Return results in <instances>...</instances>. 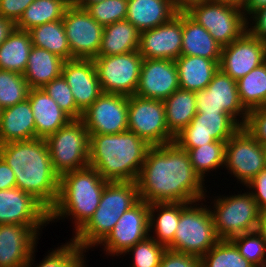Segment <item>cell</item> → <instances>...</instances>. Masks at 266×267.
I'll list each match as a JSON object with an SVG mask.
<instances>
[{
	"instance_id": "1",
	"label": "cell",
	"mask_w": 266,
	"mask_h": 267,
	"mask_svg": "<svg viewBox=\"0 0 266 267\" xmlns=\"http://www.w3.org/2000/svg\"><path fill=\"white\" fill-rule=\"evenodd\" d=\"M139 199L149 204L205 201V185L186 150L175 142L151 146L137 178Z\"/></svg>"
},
{
	"instance_id": "2",
	"label": "cell",
	"mask_w": 266,
	"mask_h": 267,
	"mask_svg": "<svg viewBox=\"0 0 266 267\" xmlns=\"http://www.w3.org/2000/svg\"><path fill=\"white\" fill-rule=\"evenodd\" d=\"M0 157L13 170L16 187L50 211L58 198L60 177L53 168L46 139L0 144Z\"/></svg>"
},
{
	"instance_id": "3",
	"label": "cell",
	"mask_w": 266,
	"mask_h": 267,
	"mask_svg": "<svg viewBox=\"0 0 266 267\" xmlns=\"http://www.w3.org/2000/svg\"><path fill=\"white\" fill-rule=\"evenodd\" d=\"M151 146L129 130L90 134L89 166L108 182H136Z\"/></svg>"
},
{
	"instance_id": "4",
	"label": "cell",
	"mask_w": 266,
	"mask_h": 267,
	"mask_svg": "<svg viewBox=\"0 0 266 267\" xmlns=\"http://www.w3.org/2000/svg\"><path fill=\"white\" fill-rule=\"evenodd\" d=\"M107 182L91 166L63 174L57 201L49 211V222L71 215L77 233L94 215Z\"/></svg>"
},
{
	"instance_id": "5",
	"label": "cell",
	"mask_w": 266,
	"mask_h": 267,
	"mask_svg": "<svg viewBox=\"0 0 266 267\" xmlns=\"http://www.w3.org/2000/svg\"><path fill=\"white\" fill-rule=\"evenodd\" d=\"M139 200L137 182H107L94 215L71 239L84 250L99 245Z\"/></svg>"
},
{
	"instance_id": "6",
	"label": "cell",
	"mask_w": 266,
	"mask_h": 267,
	"mask_svg": "<svg viewBox=\"0 0 266 267\" xmlns=\"http://www.w3.org/2000/svg\"><path fill=\"white\" fill-rule=\"evenodd\" d=\"M196 204V201L180 202L178 227L173 241L166 248L201 258L220 239L209 207H202L203 203L200 206Z\"/></svg>"
},
{
	"instance_id": "7",
	"label": "cell",
	"mask_w": 266,
	"mask_h": 267,
	"mask_svg": "<svg viewBox=\"0 0 266 267\" xmlns=\"http://www.w3.org/2000/svg\"><path fill=\"white\" fill-rule=\"evenodd\" d=\"M55 172L63 174L89 166L90 133L81 119H71L46 138Z\"/></svg>"
},
{
	"instance_id": "8",
	"label": "cell",
	"mask_w": 266,
	"mask_h": 267,
	"mask_svg": "<svg viewBox=\"0 0 266 267\" xmlns=\"http://www.w3.org/2000/svg\"><path fill=\"white\" fill-rule=\"evenodd\" d=\"M210 210L215 232L221 240L257 230L260 209L252 194L247 193L218 197Z\"/></svg>"
},
{
	"instance_id": "9",
	"label": "cell",
	"mask_w": 266,
	"mask_h": 267,
	"mask_svg": "<svg viewBox=\"0 0 266 267\" xmlns=\"http://www.w3.org/2000/svg\"><path fill=\"white\" fill-rule=\"evenodd\" d=\"M186 14L203 26L222 47L240 38L249 27L242 9L214 0L195 5Z\"/></svg>"
},
{
	"instance_id": "10",
	"label": "cell",
	"mask_w": 266,
	"mask_h": 267,
	"mask_svg": "<svg viewBox=\"0 0 266 267\" xmlns=\"http://www.w3.org/2000/svg\"><path fill=\"white\" fill-rule=\"evenodd\" d=\"M128 130L145 140L150 146L174 142L166 123L163 100L128 96Z\"/></svg>"
},
{
	"instance_id": "11",
	"label": "cell",
	"mask_w": 266,
	"mask_h": 267,
	"mask_svg": "<svg viewBox=\"0 0 266 267\" xmlns=\"http://www.w3.org/2000/svg\"><path fill=\"white\" fill-rule=\"evenodd\" d=\"M143 58L138 51L93 59L103 93L135 95Z\"/></svg>"
},
{
	"instance_id": "12",
	"label": "cell",
	"mask_w": 266,
	"mask_h": 267,
	"mask_svg": "<svg viewBox=\"0 0 266 267\" xmlns=\"http://www.w3.org/2000/svg\"><path fill=\"white\" fill-rule=\"evenodd\" d=\"M224 166L247 186L266 168L264 146L241 127L226 142Z\"/></svg>"
},
{
	"instance_id": "13",
	"label": "cell",
	"mask_w": 266,
	"mask_h": 267,
	"mask_svg": "<svg viewBox=\"0 0 266 267\" xmlns=\"http://www.w3.org/2000/svg\"><path fill=\"white\" fill-rule=\"evenodd\" d=\"M195 100L197 113H227L242 127L247 120L248 111L240 101L236 80L220 69L205 89L195 92Z\"/></svg>"
},
{
	"instance_id": "14",
	"label": "cell",
	"mask_w": 266,
	"mask_h": 267,
	"mask_svg": "<svg viewBox=\"0 0 266 267\" xmlns=\"http://www.w3.org/2000/svg\"><path fill=\"white\" fill-rule=\"evenodd\" d=\"M73 59L98 56L104 27L87 11L70 5L62 18Z\"/></svg>"
},
{
	"instance_id": "15",
	"label": "cell",
	"mask_w": 266,
	"mask_h": 267,
	"mask_svg": "<svg viewBox=\"0 0 266 267\" xmlns=\"http://www.w3.org/2000/svg\"><path fill=\"white\" fill-rule=\"evenodd\" d=\"M242 126L227 113H197L174 142L180 148H196L215 141H227Z\"/></svg>"
},
{
	"instance_id": "16",
	"label": "cell",
	"mask_w": 266,
	"mask_h": 267,
	"mask_svg": "<svg viewBox=\"0 0 266 267\" xmlns=\"http://www.w3.org/2000/svg\"><path fill=\"white\" fill-rule=\"evenodd\" d=\"M90 134H116L128 130V96L102 93L83 113Z\"/></svg>"
},
{
	"instance_id": "17",
	"label": "cell",
	"mask_w": 266,
	"mask_h": 267,
	"mask_svg": "<svg viewBox=\"0 0 266 267\" xmlns=\"http://www.w3.org/2000/svg\"><path fill=\"white\" fill-rule=\"evenodd\" d=\"M149 203L139 200L119 218L113 230L100 243L107 255H123L149 235Z\"/></svg>"
},
{
	"instance_id": "18",
	"label": "cell",
	"mask_w": 266,
	"mask_h": 267,
	"mask_svg": "<svg viewBox=\"0 0 266 267\" xmlns=\"http://www.w3.org/2000/svg\"><path fill=\"white\" fill-rule=\"evenodd\" d=\"M48 223L49 211L31 194L17 187L0 190V224L27 225L39 235Z\"/></svg>"
},
{
	"instance_id": "19",
	"label": "cell",
	"mask_w": 266,
	"mask_h": 267,
	"mask_svg": "<svg viewBox=\"0 0 266 267\" xmlns=\"http://www.w3.org/2000/svg\"><path fill=\"white\" fill-rule=\"evenodd\" d=\"M265 61L266 42L246 31L240 38L222 47L219 69L237 81Z\"/></svg>"
},
{
	"instance_id": "20",
	"label": "cell",
	"mask_w": 266,
	"mask_h": 267,
	"mask_svg": "<svg viewBox=\"0 0 266 267\" xmlns=\"http://www.w3.org/2000/svg\"><path fill=\"white\" fill-rule=\"evenodd\" d=\"M183 13L168 22L140 33L138 52L143 59H168L181 56Z\"/></svg>"
},
{
	"instance_id": "21",
	"label": "cell",
	"mask_w": 266,
	"mask_h": 267,
	"mask_svg": "<svg viewBox=\"0 0 266 267\" xmlns=\"http://www.w3.org/2000/svg\"><path fill=\"white\" fill-rule=\"evenodd\" d=\"M175 61L143 59L135 95L146 99L165 100L179 89Z\"/></svg>"
},
{
	"instance_id": "22",
	"label": "cell",
	"mask_w": 266,
	"mask_h": 267,
	"mask_svg": "<svg viewBox=\"0 0 266 267\" xmlns=\"http://www.w3.org/2000/svg\"><path fill=\"white\" fill-rule=\"evenodd\" d=\"M62 75L70 86L77 107L82 112L103 93L93 59L64 61Z\"/></svg>"
},
{
	"instance_id": "23",
	"label": "cell",
	"mask_w": 266,
	"mask_h": 267,
	"mask_svg": "<svg viewBox=\"0 0 266 267\" xmlns=\"http://www.w3.org/2000/svg\"><path fill=\"white\" fill-rule=\"evenodd\" d=\"M37 240L38 234L27 225L0 224V267H25Z\"/></svg>"
},
{
	"instance_id": "24",
	"label": "cell",
	"mask_w": 266,
	"mask_h": 267,
	"mask_svg": "<svg viewBox=\"0 0 266 267\" xmlns=\"http://www.w3.org/2000/svg\"><path fill=\"white\" fill-rule=\"evenodd\" d=\"M28 99L35 120L36 138L46 139L71 120L43 89H30Z\"/></svg>"
},
{
	"instance_id": "25",
	"label": "cell",
	"mask_w": 266,
	"mask_h": 267,
	"mask_svg": "<svg viewBox=\"0 0 266 267\" xmlns=\"http://www.w3.org/2000/svg\"><path fill=\"white\" fill-rule=\"evenodd\" d=\"M35 138V120L28 98L2 110L0 144Z\"/></svg>"
},
{
	"instance_id": "26",
	"label": "cell",
	"mask_w": 266,
	"mask_h": 267,
	"mask_svg": "<svg viewBox=\"0 0 266 267\" xmlns=\"http://www.w3.org/2000/svg\"><path fill=\"white\" fill-rule=\"evenodd\" d=\"M177 13L171 0H128L126 19L143 32L168 22Z\"/></svg>"
},
{
	"instance_id": "27",
	"label": "cell",
	"mask_w": 266,
	"mask_h": 267,
	"mask_svg": "<svg viewBox=\"0 0 266 267\" xmlns=\"http://www.w3.org/2000/svg\"><path fill=\"white\" fill-rule=\"evenodd\" d=\"M179 86L189 91H201L219 70V62L199 56L181 55L175 60Z\"/></svg>"
},
{
	"instance_id": "28",
	"label": "cell",
	"mask_w": 266,
	"mask_h": 267,
	"mask_svg": "<svg viewBox=\"0 0 266 267\" xmlns=\"http://www.w3.org/2000/svg\"><path fill=\"white\" fill-rule=\"evenodd\" d=\"M222 46L201 25L183 13L181 55L199 56L220 62Z\"/></svg>"
},
{
	"instance_id": "29",
	"label": "cell",
	"mask_w": 266,
	"mask_h": 267,
	"mask_svg": "<svg viewBox=\"0 0 266 267\" xmlns=\"http://www.w3.org/2000/svg\"><path fill=\"white\" fill-rule=\"evenodd\" d=\"M63 63L57 55L32 46L23 76L31 89H42L62 74Z\"/></svg>"
},
{
	"instance_id": "30",
	"label": "cell",
	"mask_w": 266,
	"mask_h": 267,
	"mask_svg": "<svg viewBox=\"0 0 266 267\" xmlns=\"http://www.w3.org/2000/svg\"><path fill=\"white\" fill-rule=\"evenodd\" d=\"M140 33L127 19L105 26L98 56H113L138 51Z\"/></svg>"
},
{
	"instance_id": "31",
	"label": "cell",
	"mask_w": 266,
	"mask_h": 267,
	"mask_svg": "<svg viewBox=\"0 0 266 267\" xmlns=\"http://www.w3.org/2000/svg\"><path fill=\"white\" fill-rule=\"evenodd\" d=\"M163 102L168 130L175 137L197 114L195 92L179 88Z\"/></svg>"
},
{
	"instance_id": "32",
	"label": "cell",
	"mask_w": 266,
	"mask_h": 267,
	"mask_svg": "<svg viewBox=\"0 0 266 267\" xmlns=\"http://www.w3.org/2000/svg\"><path fill=\"white\" fill-rule=\"evenodd\" d=\"M32 46L29 32L14 28L0 45V69L23 75Z\"/></svg>"
},
{
	"instance_id": "33",
	"label": "cell",
	"mask_w": 266,
	"mask_h": 267,
	"mask_svg": "<svg viewBox=\"0 0 266 267\" xmlns=\"http://www.w3.org/2000/svg\"><path fill=\"white\" fill-rule=\"evenodd\" d=\"M179 218L180 202L149 204V232L155 228L153 231L156 234V237L153 235L152 238L167 247L174 239Z\"/></svg>"
},
{
	"instance_id": "34",
	"label": "cell",
	"mask_w": 266,
	"mask_h": 267,
	"mask_svg": "<svg viewBox=\"0 0 266 267\" xmlns=\"http://www.w3.org/2000/svg\"><path fill=\"white\" fill-rule=\"evenodd\" d=\"M28 32L33 46L46 49L64 61L72 60L71 49L62 20L44 23Z\"/></svg>"
},
{
	"instance_id": "35",
	"label": "cell",
	"mask_w": 266,
	"mask_h": 267,
	"mask_svg": "<svg viewBox=\"0 0 266 267\" xmlns=\"http://www.w3.org/2000/svg\"><path fill=\"white\" fill-rule=\"evenodd\" d=\"M69 6L66 0H34L15 23V28L29 31L44 23L62 20Z\"/></svg>"
},
{
	"instance_id": "36",
	"label": "cell",
	"mask_w": 266,
	"mask_h": 267,
	"mask_svg": "<svg viewBox=\"0 0 266 267\" xmlns=\"http://www.w3.org/2000/svg\"><path fill=\"white\" fill-rule=\"evenodd\" d=\"M236 82L240 101L247 111L262 107L266 101V61Z\"/></svg>"
},
{
	"instance_id": "37",
	"label": "cell",
	"mask_w": 266,
	"mask_h": 267,
	"mask_svg": "<svg viewBox=\"0 0 266 267\" xmlns=\"http://www.w3.org/2000/svg\"><path fill=\"white\" fill-rule=\"evenodd\" d=\"M227 141H215L196 148H181L189 155L192 168L205 181L206 172L225 165V146Z\"/></svg>"
},
{
	"instance_id": "38",
	"label": "cell",
	"mask_w": 266,
	"mask_h": 267,
	"mask_svg": "<svg viewBox=\"0 0 266 267\" xmlns=\"http://www.w3.org/2000/svg\"><path fill=\"white\" fill-rule=\"evenodd\" d=\"M201 267H255L231 240H219L201 258Z\"/></svg>"
},
{
	"instance_id": "39",
	"label": "cell",
	"mask_w": 266,
	"mask_h": 267,
	"mask_svg": "<svg viewBox=\"0 0 266 267\" xmlns=\"http://www.w3.org/2000/svg\"><path fill=\"white\" fill-rule=\"evenodd\" d=\"M35 250L32 252L25 267H32ZM84 252L72 239L57 249L49 252L42 262L34 267H85ZM85 265V266H84Z\"/></svg>"
},
{
	"instance_id": "40",
	"label": "cell",
	"mask_w": 266,
	"mask_h": 267,
	"mask_svg": "<svg viewBox=\"0 0 266 267\" xmlns=\"http://www.w3.org/2000/svg\"><path fill=\"white\" fill-rule=\"evenodd\" d=\"M30 89L22 74L0 69V107L2 109L27 99Z\"/></svg>"
},
{
	"instance_id": "41",
	"label": "cell",
	"mask_w": 266,
	"mask_h": 267,
	"mask_svg": "<svg viewBox=\"0 0 266 267\" xmlns=\"http://www.w3.org/2000/svg\"><path fill=\"white\" fill-rule=\"evenodd\" d=\"M231 241L255 267H266V243L257 230L236 236Z\"/></svg>"
},
{
	"instance_id": "42",
	"label": "cell",
	"mask_w": 266,
	"mask_h": 267,
	"mask_svg": "<svg viewBox=\"0 0 266 267\" xmlns=\"http://www.w3.org/2000/svg\"><path fill=\"white\" fill-rule=\"evenodd\" d=\"M71 118L81 119L82 111L77 107L70 86L61 74L42 88Z\"/></svg>"
},
{
	"instance_id": "43",
	"label": "cell",
	"mask_w": 266,
	"mask_h": 267,
	"mask_svg": "<svg viewBox=\"0 0 266 267\" xmlns=\"http://www.w3.org/2000/svg\"><path fill=\"white\" fill-rule=\"evenodd\" d=\"M166 249L164 245L159 244L149 235L146 239L137 242L128 249L124 255L132 252L133 264L131 267H159Z\"/></svg>"
},
{
	"instance_id": "44",
	"label": "cell",
	"mask_w": 266,
	"mask_h": 267,
	"mask_svg": "<svg viewBox=\"0 0 266 267\" xmlns=\"http://www.w3.org/2000/svg\"><path fill=\"white\" fill-rule=\"evenodd\" d=\"M128 0H105L90 4L86 11L103 27L126 19Z\"/></svg>"
},
{
	"instance_id": "45",
	"label": "cell",
	"mask_w": 266,
	"mask_h": 267,
	"mask_svg": "<svg viewBox=\"0 0 266 267\" xmlns=\"http://www.w3.org/2000/svg\"><path fill=\"white\" fill-rule=\"evenodd\" d=\"M243 127L262 145L266 146V110L263 107L248 111Z\"/></svg>"
},
{
	"instance_id": "46",
	"label": "cell",
	"mask_w": 266,
	"mask_h": 267,
	"mask_svg": "<svg viewBox=\"0 0 266 267\" xmlns=\"http://www.w3.org/2000/svg\"><path fill=\"white\" fill-rule=\"evenodd\" d=\"M159 267H201L199 257L166 249Z\"/></svg>"
},
{
	"instance_id": "47",
	"label": "cell",
	"mask_w": 266,
	"mask_h": 267,
	"mask_svg": "<svg viewBox=\"0 0 266 267\" xmlns=\"http://www.w3.org/2000/svg\"><path fill=\"white\" fill-rule=\"evenodd\" d=\"M34 0H0V16L16 23Z\"/></svg>"
},
{
	"instance_id": "48",
	"label": "cell",
	"mask_w": 266,
	"mask_h": 267,
	"mask_svg": "<svg viewBox=\"0 0 266 267\" xmlns=\"http://www.w3.org/2000/svg\"><path fill=\"white\" fill-rule=\"evenodd\" d=\"M250 190L254 200L257 202L258 208L266 209V168L258 173L254 179L246 186Z\"/></svg>"
},
{
	"instance_id": "49",
	"label": "cell",
	"mask_w": 266,
	"mask_h": 267,
	"mask_svg": "<svg viewBox=\"0 0 266 267\" xmlns=\"http://www.w3.org/2000/svg\"><path fill=\"white\" fill-rule=\"evenodd\" d=\"M251 18H253V22L247 31L252 36L266 42V7L257 10L249 19Z\"/></svg>"
},
{
	"instance_id": "50",
	"label": "cell",
	"mask_w": 266,
	"mask_h": 267,
	"mask_svg": "<svg viewBox=\"0 0 266 267\" xmlns=\"http://www.w3.org/2000/svg\"><path fill=\"white\" fill-rule=\"evenodd\" d=\"M16 187V178L11 167L0 157V190Z\"/></svg>"
},
{
	"instance_id": "51",
	"label": "cell",
	"mask_w": 266,
	"mask_h": 267,
	"mask_svg": "<svg viewBox=\"0 0 266 267\" xmlns=\"http://www.w3.org/2000/svg\"><path fill=\"white\" fill-rule=\"evenodd\" d=\"M178 13H186L191 7L209 0H171Z\"/></svg>"
},
{
	"instance_id": "52",
	"label": "cell",
	"mask_w": 266,
	"mask_h": 267,
	"mask_svg": "<svg viewBox=\"0 0 266 267\" xmlns=\"http://www.w3.org/2000/svg\"><path fill=\"white\" fill-rule=\"evenodd\" d=\"M14 28L15 23L13 21L0 16V45L8 38Z\"/></svg>"
},
{
	"instance_id": "53",
	"label": "cell",
	"mask_w": 266,
	"mask_h": 267,
	"mask_svg": "<svg viewBox=\"0 0 266 267\" xmlns=\"http://www.w3.org/2000/svg\"><path fill=\"white\" fill-rule=\"evenodd\" d=\"M266 7V0H248L246 6L242 10L244 17L248 20V16L255 13L257 10ZM248 14V16H247Z\"/></svg>"
},
{
	"instance_id": "54",
	"label": "cell",
	"mask_w": 266,
	"mask_h": 267,
	"mask_svg": "<svg viewBox=\"0 0 266 267\" xmlns=\"http://www.w3.org/2000/svg\"><path fill=\"white\" fill-rule=\"evenodd\" d=\"M257 231L261 234L266 243V209L260 211Z\"/></svg>"
},
{
	"instance_id": "55",
	"label": "cell",
	"mask_w": 266,
	"mask_h": 267,
	"mask_svg": "<svg viewBox=\"0 0 266 267\" xmlns=\"http://www.w3.org/2000/svg\"><path fill=\"white\" fill-rule=\"evenodd\" d=\"M214 1H217V2H221L223 4H228V5H231V6H235L237 8H240V9H244V7L246 6L248 0H214Z\"/></svg>"
},
{
	"instance_id": "56",
	"label": "cell",
	"mask_w": 266,
	"mask_h": 267,
	"mask_svg": "<svg viewBox=\"0 0 266 267\" xmlns=\"http://www.w3.org/2000/svg\"><path fill=\"white\" fill-rule=\"evenodd\" d=\"M105 0H78L74 5L76 7L86 9L90 4L99 3Z\"/></svg>"
},
{
	"instance_id": "57",
	"label": "cell",
	"mask_w": 266,
	"mask_h": 267,
	"mask_svg": "<svg viewBox=\"0 0 266 267\" xmlns=\"http://www.w3.org/2000/svg\"><path fill=\"white\" fill-rule=\"evenodd\" d=\"M70 5H74L78 0H66Z\"/></svg>"
},
{
	"instance_id": "58",
	"label": "cell",
	"mask_w": 266,
	"mask_h": 267,
	"mask_svg": "<svg viewBox=\"0 0 266 267\" xmlns=\"http://www.w3.org/2000/svg\"><path fill=\"white\" fill-rule=\"evenodd\" d=\"M2 108L0 107V119H1V116H2Z\"/></svg>"
},
{
	"instance_id": "59",
	"label": "cell",
	"mask_w": 266,
	"mask_h": 267,
	"mask_svg": "<svg viewBox=\"0 0 266 267\" xmlns=\"http://www.w3.org/2000/svg\"><path fill=\"white\" fill-rule=\"evenodd\" d=\"M264 151H265V162H266V146H264Z\"/></svg>"
},
{
	"instance_id": "60",
	"label": "cell",
	"mask_w": 266,
	"mask_h": 267,
	"mask_svg": "<svg viewBox=\"0 0 266 267\" xmlns=\"http://www.w3.org/2000/svg\"><path fill=\"white\" fill-rule=\"evenodd\" d=\"M262 107L266 110V101H265V103L263 104Z\"/></svg>"
}]
</instances>
